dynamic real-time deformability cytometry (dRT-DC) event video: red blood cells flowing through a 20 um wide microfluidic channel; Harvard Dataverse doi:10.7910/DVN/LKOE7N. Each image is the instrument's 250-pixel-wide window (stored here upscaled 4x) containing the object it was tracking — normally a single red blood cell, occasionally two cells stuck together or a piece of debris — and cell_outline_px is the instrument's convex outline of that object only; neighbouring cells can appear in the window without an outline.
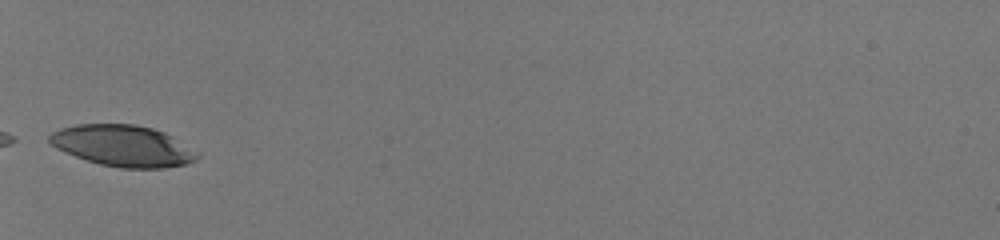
{"species": "human", "species_latin": "Homo sapiens", "temperature_condition": "room temperature", "stored_images_in_passage": 11, "camera_frame_rate_fps": 3000, "um_per_image_px": 0.085, "donor": {"sex": "male"}, "frame": {"image": 1, "passage_image": 1, "time_ms": 0.0, "image_size_px": [1000, 240], "cell_outline_px": [[200, 156], [196, 160], [188, 164], [164, 168], [120, 168], [100, 164], [76, 156], [56, 148], [48, 144], [48, 136], [52, 132], [60, 128], [76, 124], [132, 124], [152, 128], [164, 132], [172, 136], [200, 152]], "centroid_in_image_um": [10.47, 12.39], "position_along_channel_um": 74.5, "area_um2": 35.78}}